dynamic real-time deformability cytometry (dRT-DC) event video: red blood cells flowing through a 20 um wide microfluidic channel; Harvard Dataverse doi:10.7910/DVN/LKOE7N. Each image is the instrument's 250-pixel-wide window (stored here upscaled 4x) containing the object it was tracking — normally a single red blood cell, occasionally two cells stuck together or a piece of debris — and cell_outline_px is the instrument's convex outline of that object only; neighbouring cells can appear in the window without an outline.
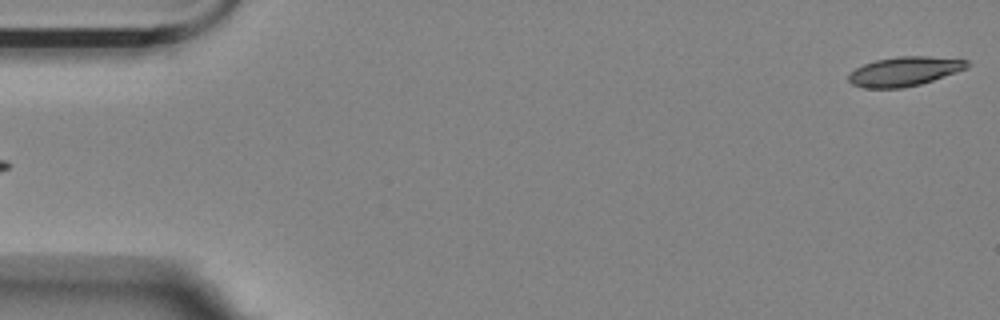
{"species": "Egyptian fruit bat (a non-hibernating species)", "species_latin": "Rousettus aegyptiacus", "temperature_condition": "room temperature", "stored_images_in_passage": 5, "segment_of_instrument_passage": [2, 2], "camera_frame_rate_fps": 3000, "um_per_image_px": 0.085, "animal": {"sex": "female"}, "frame": {"image": 1, "passage_image": 5, "time_ms": 1.333, "image_size_px": [1000, 320], "cell_outline_px": [[972, 64], [968, 68], [920, 84], [904, 88], [864, 88], [852, 84], [848, 80], [848, 72], [864, 64], [876, 60], [896, 56], [928, 56], [968, 60]], "centroid_in_image_um": [76.87, 6.06], "position_along_channel_um": 8.1, "area_um2": 20.35}}